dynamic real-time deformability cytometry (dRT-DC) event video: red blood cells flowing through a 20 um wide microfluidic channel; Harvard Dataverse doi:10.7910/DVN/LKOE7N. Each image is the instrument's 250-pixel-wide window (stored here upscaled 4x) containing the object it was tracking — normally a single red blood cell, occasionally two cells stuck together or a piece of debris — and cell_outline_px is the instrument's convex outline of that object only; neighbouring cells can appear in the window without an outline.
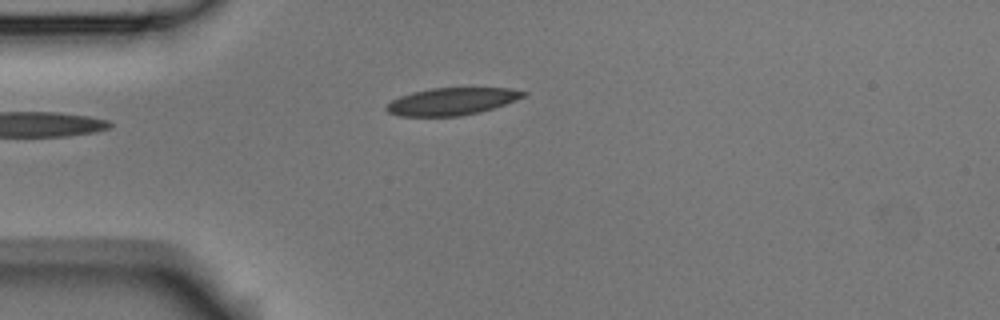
{"species": "Egyptian fruit bat (a non-hibernating species)", "species_latin": "Rousettus aegyptiacus", "temperature_condition": "room temperature", "stored_images_in_passage": 4, "camera_frame_rate_fps": 3000, "um_per_image_px": 0.085, "animal": {"sex": "male"}, "frame": {"image": 1, "passage_image": 4, "time_ms": 1.0, "image_size_px": [1000, 320], "cell_outline_px": [[528, 96], [480, 112], [460, 116], [400, 116], [388, 112], [384, 108], [392, 100], [400, 96], [412, 92], [432, 88], [508, 88], [528, 92]], "centroid_in_image_um": [38.42, 8.62], "position_along_channel_um": 46.6, "area_um2": 21.73}}